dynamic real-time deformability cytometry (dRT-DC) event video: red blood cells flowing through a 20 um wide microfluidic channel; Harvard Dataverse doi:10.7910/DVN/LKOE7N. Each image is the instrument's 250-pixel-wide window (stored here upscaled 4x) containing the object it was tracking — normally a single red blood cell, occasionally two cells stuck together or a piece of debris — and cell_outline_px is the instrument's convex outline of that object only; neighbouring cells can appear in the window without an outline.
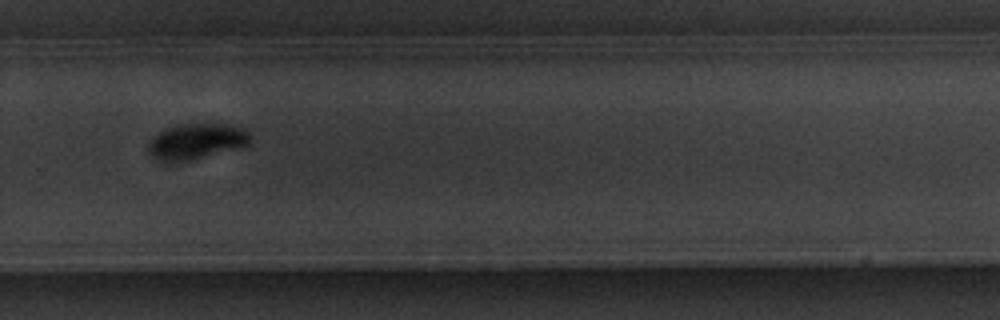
{"species": "common noctule bat (a hibernating species)", "species_latin": "Nyctalus noctula", "temperature_condition": "warm", "stored_images_in_passage": 11, "camera_frame_rate_fps": 3000, "um_per_image_px": 0.085, "animal": {"sex": "male", "body_mass_g": 20.1, "forearm_length_mm": 53.5}, "frame": {"image": 1, "passage_image": 7, "time_ms": 7.0, "image_size_px": [1000, 320], "cell_outline_px": [[252, 136], [248, 144], [240, 148], [192, 160], [160, 160], [152, 156], [148, 152], [148, 144], [152, 136], [164, 128], [180, 124], [228, 124], [240, 128], [248, 132]], "centroid_in_image_um": [16.69, 12.0], "position_along_channel_um": 313.1, "area_um2": 21.1}}
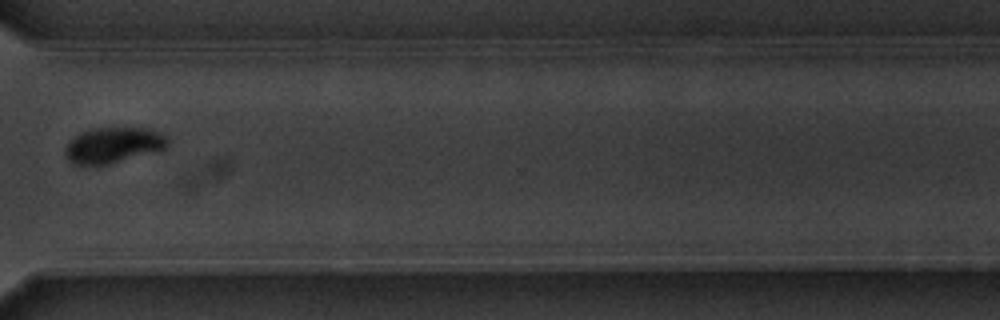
{"frame": {"image": 2, "passage_image": 8, "time_ms": 8.333, "image_size_px": [1000, 320], "cell_outline_px": [[168, 144], [164, 148], [96, 168], [72, 164], [64, 156], [64, 148], [80, 132], [96, 128], [144, 128], [160, 132], [168, 140]], "centroid_in_image_um": [9.53, 12.38], "position_along_channel_um": 361.1, "area_um2": 21.39}}
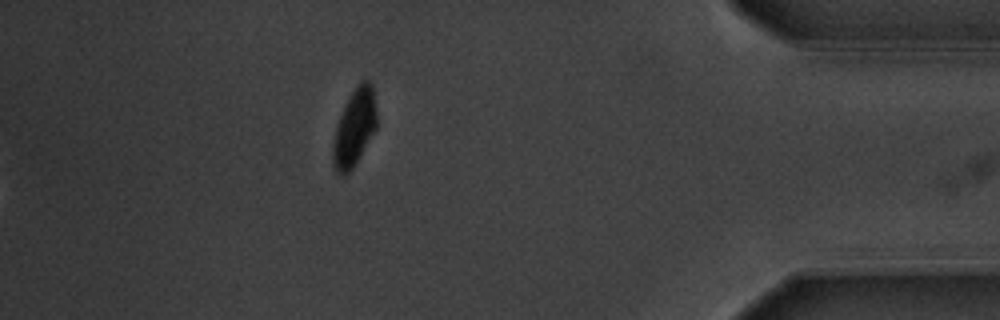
{"frame": {"image": 3, "passage_image": 10, "time_ms": 10.667, "image_size_px": [1000, 320], "cell_outline_px": [[376, 128], [356, 164], [344, 176], [336, 172], [332, 164], [332, 144], [336, 124], [344, 104], [356, 84], [360, 80], [368, 80], [372, 84], [376, 112]], "centroid_in_image_um": [30.1, 10.84], "position_along_channel_um": 405.1, "area_um2": 19.94}}